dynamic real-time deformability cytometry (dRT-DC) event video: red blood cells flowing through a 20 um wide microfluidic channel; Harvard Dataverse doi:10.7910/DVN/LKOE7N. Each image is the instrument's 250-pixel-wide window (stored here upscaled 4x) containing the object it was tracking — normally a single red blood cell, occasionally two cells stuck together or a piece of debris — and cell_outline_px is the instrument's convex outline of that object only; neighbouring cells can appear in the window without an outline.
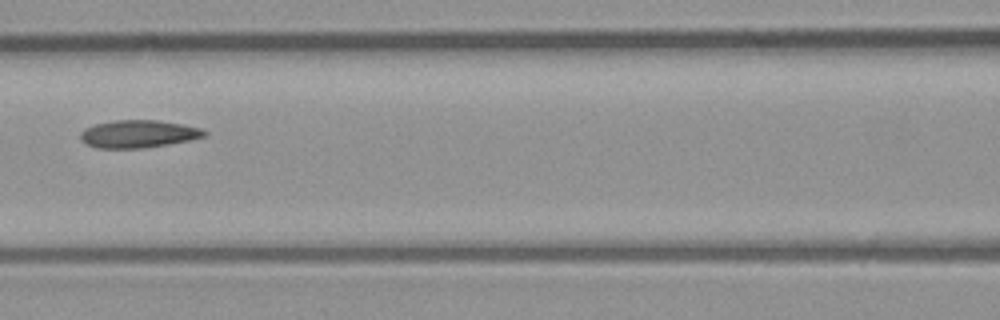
{"species": "common noctule bat (a hibernating species)", "species_latin": "Nyctalus noctula", "temperature_condition": "room temperature", "stored_images_in_passage": 4, "camera_frame_rate_fps": 3000, "um_per_image_px": 0.085, "animal": {"sex": "male", "body_mass_g": 23.1, "forearm_length_mm": 52.7}, "frame": {"image": 1, "passage_image": 4, "time_ms": 1.0, "image_size_px": [1000, 320], "cell_outline_px": [[208, 132], [204, 136], [192, 140], [168, 144], [140, 148], [96, 148], [80, 140], [80, 132], [84, 128], [96, 124], [112, 120], [156, 120], [180, 124], [200, 128]], "centroid_in_image_um": [11.73, 11.38], "position_along_channel_um": 154.9, "area_um2": 19.88}}